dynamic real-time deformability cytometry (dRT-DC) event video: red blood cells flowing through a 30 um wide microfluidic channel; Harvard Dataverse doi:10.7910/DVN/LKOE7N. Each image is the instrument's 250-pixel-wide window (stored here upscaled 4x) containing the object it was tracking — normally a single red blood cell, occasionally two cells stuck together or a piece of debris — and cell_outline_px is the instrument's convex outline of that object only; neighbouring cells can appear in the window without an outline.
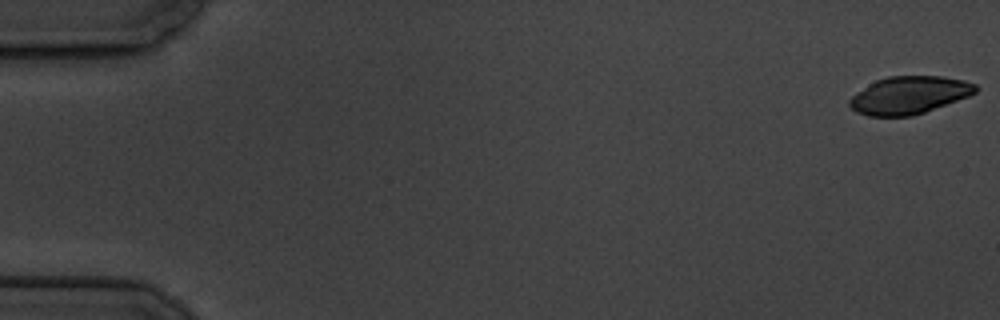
{"species": "common noctule bat (a hibernating species)", "species_latin": "Nyctalus noctula", "temperature_condition": "cold", "stored_images_in_passage": 7, "camera_frame_rate_fps": 3000, "um_per_image_px": 0.085, "animal": {"sex": "male", "body_mass_g": 19.5, "forearm_length_mm": 54.6}, "frame": {"image": 1, "passage_image": 1, "time_ms": 0.0, "image_size_px": [1000, 320], "cell_outline_px": [[980, 88], [976, 92], [968, 96], [924, 112], [912, 116], [868, 116], [856, 112], [848, 104], [848, 100], [856, 92], [868, 84], [876, 80], [888, 76], [944, 76], [964, 80], [976, 84]], "centroid_in_image_um": [77.26, 8.08], "position_along_channel_um": 7.7, "area_um2": 27.69}}
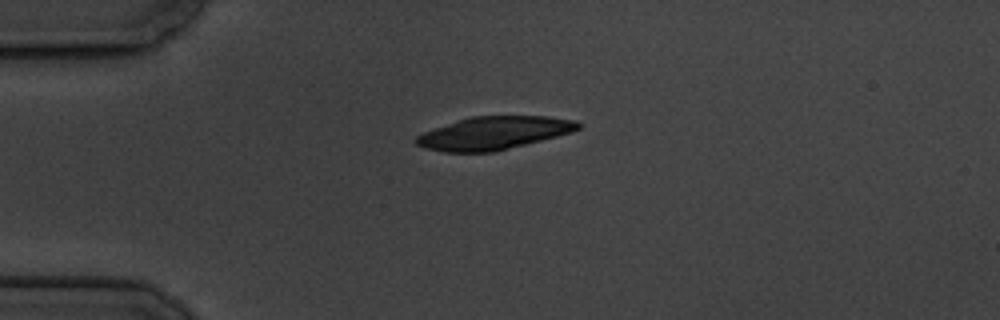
{"frame": {"image": 2, "passage_image": 5, "time_ms": 4.667, "image_size_px": [1000, 320], "cell_outline_px": [[584, 124], [580, 128], [572, 132], [492, 152], [444, 152], [424, 148], [416, 144], [416, 136], [424, 132], [472, 116], [548, 116], [576, 120]], "centroid_in_image_um": [42.01, 11.3], "position_along_channel_um": 43.0, "area_um2": 30.69}}